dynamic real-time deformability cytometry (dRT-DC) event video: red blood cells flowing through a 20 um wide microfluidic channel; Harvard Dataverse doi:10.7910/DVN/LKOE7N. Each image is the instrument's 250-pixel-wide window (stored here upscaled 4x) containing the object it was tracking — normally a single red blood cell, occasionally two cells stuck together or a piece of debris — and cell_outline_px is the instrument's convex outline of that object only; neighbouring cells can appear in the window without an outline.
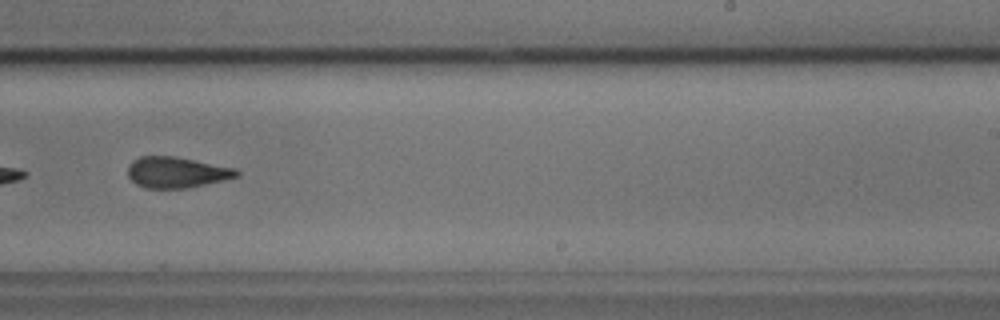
{"species": "common noctule bat (a hibernating species)", "species_latin": "Nyctalus noctula", "temperature_condition": "cold", "stored_images_in_passage": 46, "camera_frame_rate_fps": 3000, "um_per_image_px": 0.085, "animal": {"sex": "male", "body_mass_g": 17.9, "forearm_length_mm": 54.2}, "frame": {"image": 1, "passage_image": 27, "time_ms": 8.667, "image_size_px": [1000, 320], "cell_outline_px": [[240, 176], [204, 184], [184, 188], [144, 188], [136, 184], [128, 176], [128, 164], [132, 160], [140, 156], [176, 156], [236, 168], [240, 172]], "centroid_in_image_um": [14.99, 14.63], "position_along_channel_um": 274.0, "area_um2": 19.65}, "authors_computed_cell_mechanics": {"area_um2": 20.23, "velocity_mm_per_s": 3.7881, "shape_relaxation_time_tau1_ms": 7.4096, "shape_relaxation_time_tau2_ms": 2.5019, "deformation_change_tau1": 0.1645, "deformation_change_tau2": 0.0993}}